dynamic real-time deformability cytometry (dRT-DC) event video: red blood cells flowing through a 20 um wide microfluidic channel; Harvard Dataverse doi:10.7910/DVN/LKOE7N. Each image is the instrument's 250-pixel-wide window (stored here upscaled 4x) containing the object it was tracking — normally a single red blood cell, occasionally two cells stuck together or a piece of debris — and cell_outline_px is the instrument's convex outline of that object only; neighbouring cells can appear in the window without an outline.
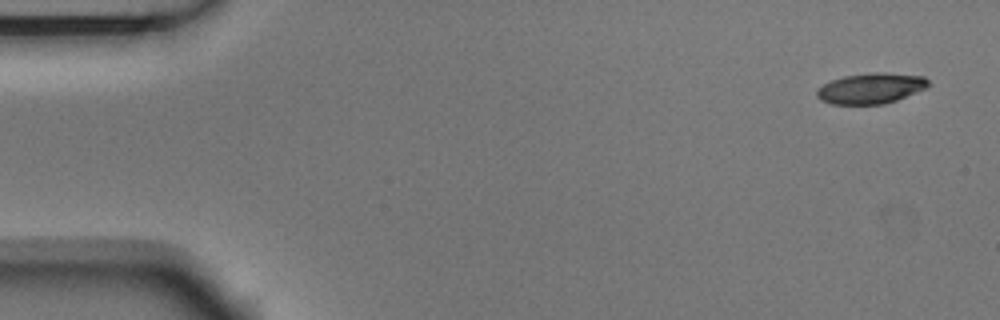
{"species": "Egyptian fruit bat (a non-hibernating species)", "species_latin": "Rousettus aegyptiacus", "temperature_condition": "room temperature", "stored_images_in_passage": 4, "camera_frame_rate_fps": 3000, "um_per_image_px": 0.085, "animal": {"sex": "male"}, "frame": {"image": 1, "passage_image": 1, "time_ms": 0.0, "image_size_px": [1000, 320], "cell_outline_px": [[928, 84], [924, 88], [896, 100], [884, 104], [832, 104], [820, 100], [816, 96], [816, 92], [824, 84], [832, 80], [844, 76], [872, 72], [884, 72], [924, 76], [928, 80]], "centroid_in_image_um": [74.0, 7.5], "position_along_channel_um": 11.0, "area_um2": 19.65}}